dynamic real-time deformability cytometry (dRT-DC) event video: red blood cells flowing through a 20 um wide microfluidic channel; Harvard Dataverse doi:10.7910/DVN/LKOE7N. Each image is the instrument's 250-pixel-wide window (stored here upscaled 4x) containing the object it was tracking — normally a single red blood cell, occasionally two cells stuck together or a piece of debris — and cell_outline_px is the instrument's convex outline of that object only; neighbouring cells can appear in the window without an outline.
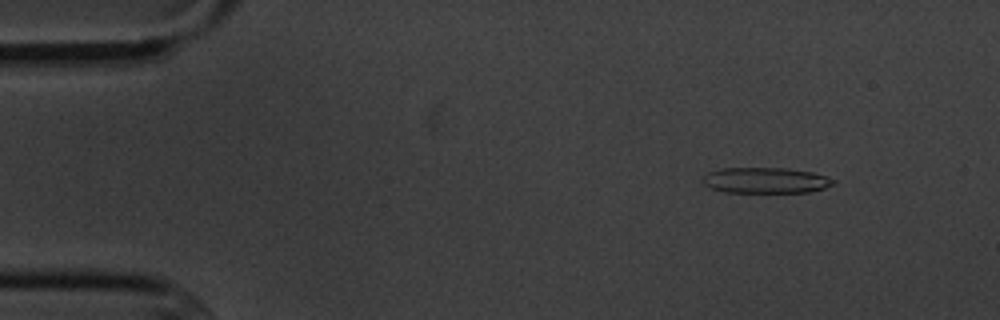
{"species": "common noctule bat (a hibernating species)", "species_latin": "Nyctalus noctula", "temperature_condition": "cold", "stored_images_in_passage": 9, "camera_frame_rate_fps": 3000, "um_per_image_px": 0.085, "animal": {"sex": "male", "body_mass_g": 20.1, "forearm_length_mm": 53.5}, "frame": {"image": 1, "passage_image": 1, "time_ms": 0.0, "image_size_px": [1000, 320], "cell_outline_px": [[836, 184], [824, 188], [808, 192], [724, 192], [712, 188], [704, 184], [704, 176], [708, 172], [720, 168], [788, 168], [812, 172], [836, 180]], "centroid_in_image_um": [65.1, 15.32], "position_along_channel_um": 19.9, "area_um2": 19.54}}
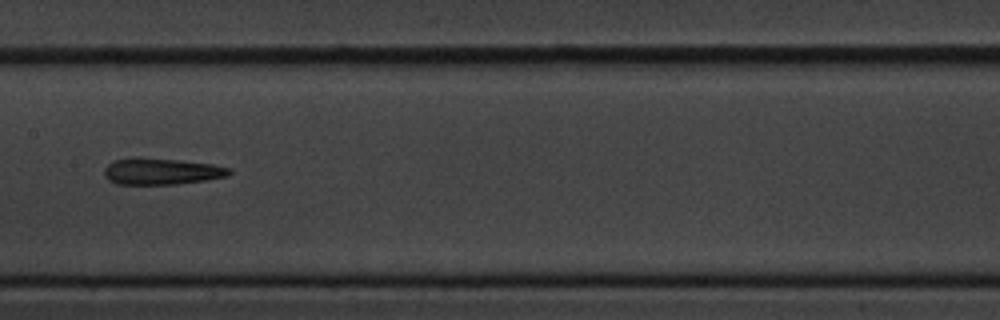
{"frame": {"image": 2, "passage_image": 7, "time_ms": 7.0, "image_size_px": [1000, 320], "cell_outline_px": [[232, 172], [228, 176], [208, 180], [176, 184], [116, 184], [108, 180], [104, 176], [104, 168], [112, 160], [132, 156], [140, 156], [180, 160], [212, 164], [232, 168]], "centroid_in_image_um": [13.7, 14.55], "position_along_channel_um": 193.7, "area_um2": 19.83}}
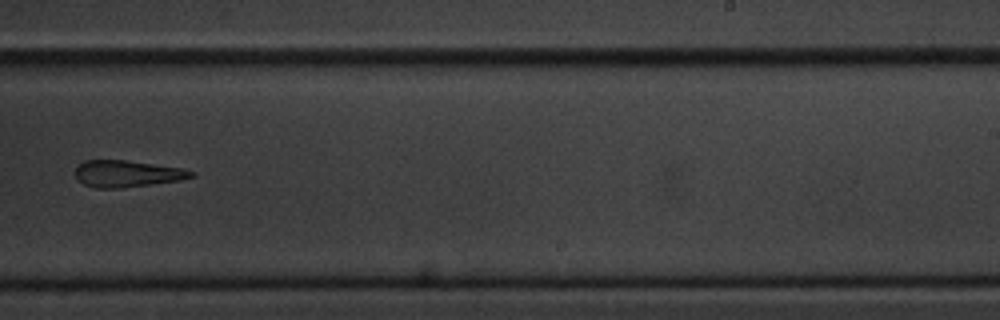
{"frame": {"image": 3, "passage_image": 9, "time_ms": 9.333, "image_size_px": [1000, 320], "cell_outline_px": [[196, 176], [180, 180], [120, 188], [96, 188], [84, 184], [76, 176], [76, 168], [84, 160], [124, 160], [184, 168], [196, 172]], "centroid_in_image_um": [10.85, 14.76], "position_along_channel_um": 278.2, "area_um2": 17.92}}